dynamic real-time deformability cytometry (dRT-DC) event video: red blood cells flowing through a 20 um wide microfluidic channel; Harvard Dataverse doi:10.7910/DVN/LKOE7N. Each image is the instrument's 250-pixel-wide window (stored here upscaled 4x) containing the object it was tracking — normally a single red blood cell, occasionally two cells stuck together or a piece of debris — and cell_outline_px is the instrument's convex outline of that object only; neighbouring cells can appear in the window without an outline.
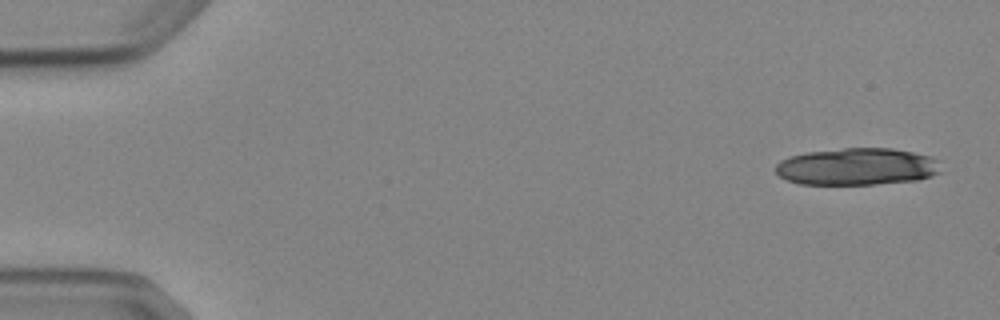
{"species": "Egyptian fruit bat (a non-hibernating species)", "species_latin": "Rousettus aegyptiacus", "temperature_condition": "cold", "stored_images_in_passage": 4, "camera_frame_rate_fps": 3000, "um_per_image_px": 0.085, "animal": {"sex": "female"}, "frame": {"image": 1, "passage_image": 1, "time_ms": 0.0, "image_size_px": [1000, 320], "cell_outline_px": [[940, 172], [932, 176], [916, 180], [876, 184], [800, 184], [788, 180], [780, 176], [776, 172], [776, 164], [780, 160], [788, 156], [804, 152], [844, 148], [892, 148], [912, 152], [928, 156], [940, 160]], "centroid_in_image_um": [72.84, 14.15], "position_along_channel_um": 12.2, "area_um2": 35.89}}